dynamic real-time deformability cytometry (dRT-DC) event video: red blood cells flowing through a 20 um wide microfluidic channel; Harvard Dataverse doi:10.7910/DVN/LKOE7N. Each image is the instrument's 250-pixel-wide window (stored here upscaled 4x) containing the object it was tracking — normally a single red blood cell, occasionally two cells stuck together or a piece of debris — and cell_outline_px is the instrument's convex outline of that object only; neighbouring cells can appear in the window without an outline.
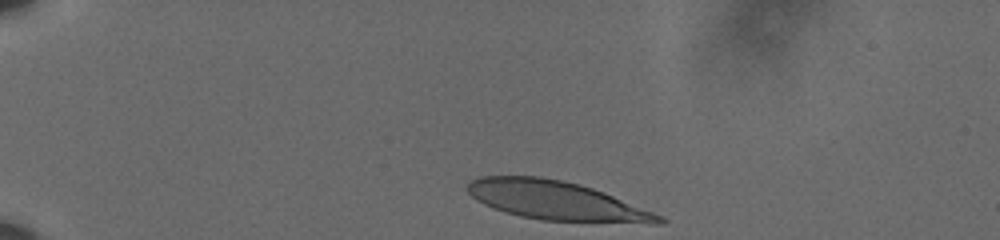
{"species": "human", "species_latin": "Homo sapiens", "temperature_condition": "cold", "stored_images_in_passage": 39, "camera_frame_rate_fps": 3000, "um_per_image_px": 0.085, "donor": {"sex": "male"}, "frame": {"image": 1, "passage_image": 1, "time_ms": 0.0, "image_size_px": [1000, 240], "cell_outline_px": [[668, 220], [664, 224], [656, 224], [540, 220], [520, 216], [492, 208], [476, 200], [468, 192], [468, 184], [472, 180], [480, 176], [540, 176], [580, 184], [604, 192], [664, 216]], "centroid_in_image_um": [47.34, 17.07], "position_along_channel_um": 37.7, "area_um2": 43.52}}
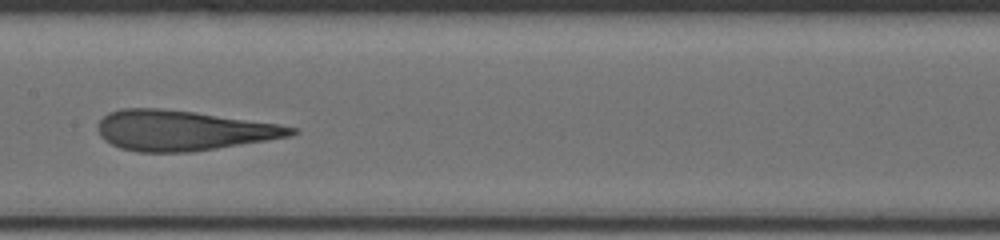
{"frame": {"image": 2, "passage_image": 20, "time_ms": 6.333, "image_size_px": [1000, 240], "cell_outline_px": [[296, 132], [288, 136], [192, 152], [136, 152], [120, 148], [104, 140], [100, 136], [100, 120], [108, 112], [120, 108], [160, 108], [196, 112], [276, 124], [296, 128]], "centroid_in_image_um": [15.47, 11.08], "position_along_channel_um": 191.9, "area_um2": 44.62}}
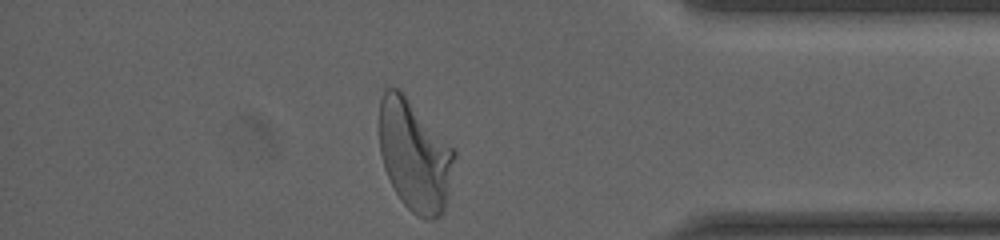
{"frame": {"image": 3, "passage_image": 39, "time_ms": 12.667, "image_size_px": [1000, 240], "cell_outline_px": [[456, 156], [448, 192], [444, 208], [440, 216], [432, 220], [424, 220], [416, 216], [400, 200], [384, 168], [380, 152], [380, 100], [384, 88], [400, 88], [404, 92], [456, 152]], "centroid_in_image_um": [35.24, 13.22], "position_along_channel_um": 400.0, "area_um2": 48.49}, "authors_computed_cell_mechanics": {"area_um2": 45.2574, "velocity_mm_per_s": 3.5899, "shape_relaxation_time_tau1_ms": 5.7964, "shape_relaxation_time_tau2_ms": 1.1239, "deformation_change_tau1": 0.2324, "deformation_change_tau2": 0.1005}}